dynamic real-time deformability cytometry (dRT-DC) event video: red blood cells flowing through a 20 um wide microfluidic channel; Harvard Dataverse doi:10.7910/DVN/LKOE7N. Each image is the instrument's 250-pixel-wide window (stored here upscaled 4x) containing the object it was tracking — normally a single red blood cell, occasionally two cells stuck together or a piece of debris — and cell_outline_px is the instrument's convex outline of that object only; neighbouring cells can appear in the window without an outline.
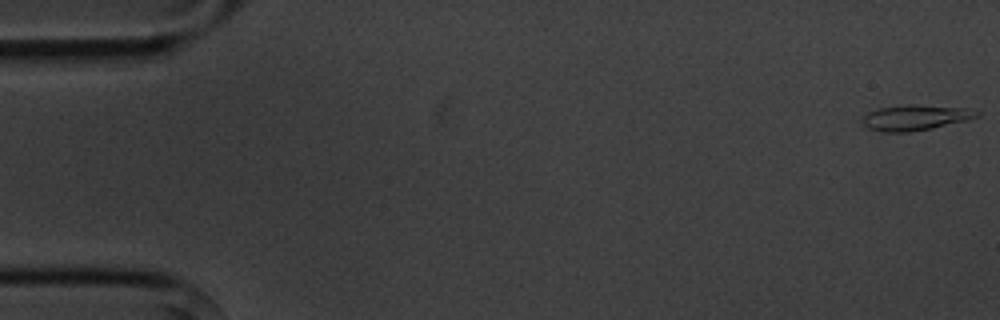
{"species": "common noctule bat (a hibernating species)", "species_latin": "Nyctalus noctula", "temperature_condition": "cold", "stored_images_in_passage": 9, "camera_frame_rate_fps": 3000, "um_per_image_px": 0.085, "animal": {"sex": "male", "body_mass_g": 20.1, "forearm_length_mm": 53.5}, "frame": {"image": 1, "passage_image": 1, "time_ms": 0.0, "image_size_px": [1000, 320], "cell_outline_px": [[980, 116], [932, 128], [908, 132], [880, 132], [868, 128], [860, 120], [868, 112], [880, 108], [908, 104], [916, 104], [968, 108], [980, 112]], "centroid_in_image_um": [77.78, 9.99], "position_along_channel_um": 7.2, "area_um2": 16.94}}
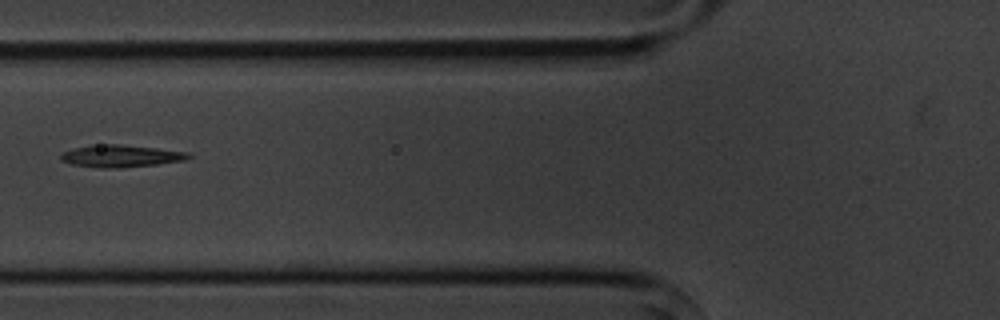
{"frame": {"image": 2, "passage_image": 6, "time_ms": 6.667, "image_size_px": [1000, 320], "cell_outline_px": [[192, 156], [184, 160], [156, 164], [120, 168], [100, 168], [72, 164], [60, 160], [60, 152], [76, 148], [108, 144], [120, 144], [156, 148], [188, 152]], "centroid_in_image_um": [10.26, 13.27], "position_along_channel_um": 115.5, "area_um2": 16.3}}
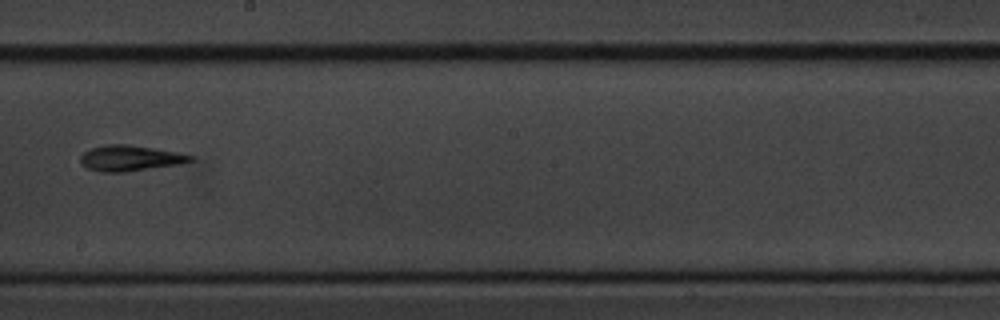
{"frame": {"image": 3, "passage_image": 9, "time_ms": 10.0, "image_size_px": [1000, 320], "cell_outline_px": [[196, 160], [176, 164], [124, 172], [104, 172], [88, 168], [80, 164], [80, 156], [84, 152], [92, 148], [108, 144], [128, 144], [176, 152], [192, 156]], "centroid_in_image_um": [11.01, 13.44], "position_along_channel_um": 237.2, "area_um2": 16.13}}